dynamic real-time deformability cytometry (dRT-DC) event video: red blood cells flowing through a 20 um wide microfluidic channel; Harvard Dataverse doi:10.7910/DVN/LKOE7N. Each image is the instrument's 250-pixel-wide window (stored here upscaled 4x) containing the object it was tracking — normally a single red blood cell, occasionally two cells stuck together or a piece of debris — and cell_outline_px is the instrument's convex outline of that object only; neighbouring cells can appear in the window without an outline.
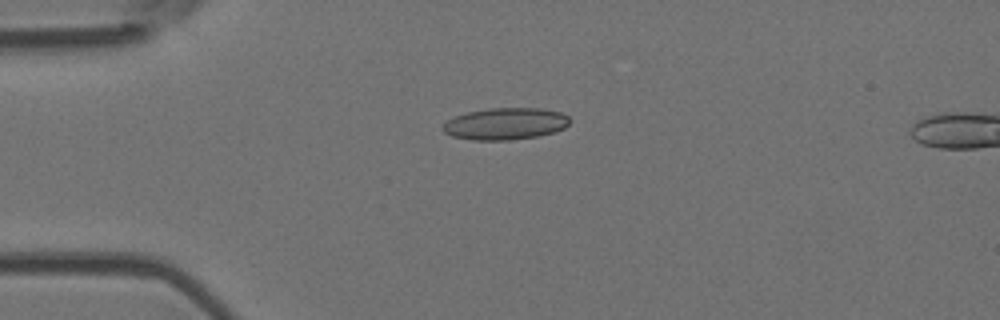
{"species": "Egyptian fruit bat (a non-hibernating species)", "species_latin": "Rousettus aegyptiacus", "temperature_condition": "room temperature", "stored_images_in_passage": 3, "camera_frame_rate_fps": 3000, "um_per_image_px": 0.085, "animal": {"sex": "female"}, "frame": {"image": 1, "passage_image": 1, "time_ms": 0.0, "image_size_px": [1000, 320], "cell_outline_px": [[568, 124], [564, 128], [556, 132], [536, 136], [508, 140], [472, 140], [452, 136], [444, 132], [440, 128], [448, 120], [456, 116], [468, 112], [488, 108], [540, 108], [560, 112], [568, 116]], "centroid_in_image_um": [42.94, 10.52], "position_along_channel_um": 42.1, "area_um2": 23.47}}